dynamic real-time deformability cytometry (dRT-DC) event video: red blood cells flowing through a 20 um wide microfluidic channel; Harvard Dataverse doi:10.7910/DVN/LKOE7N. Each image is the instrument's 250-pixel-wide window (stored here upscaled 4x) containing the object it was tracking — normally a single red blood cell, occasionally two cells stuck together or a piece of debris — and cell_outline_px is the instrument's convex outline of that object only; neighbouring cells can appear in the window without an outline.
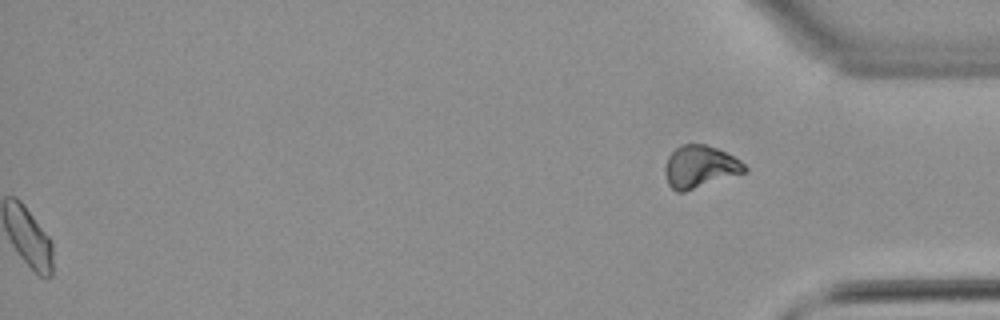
{"species": "common noctule bat (a hibernating species)", "species_latin": "Nyctalus noctula", "temperature_condition": "warm", "stored_images_in_passage": 55, "segment_of_instrument_passage": [2, 2], "camera_frame_rate_fps": 3000, "um_per_image_px": 0.085, "animal": {"sex": "male", "body_mass_g": 21.5, "forearm_length_mm": 52.0}, "frame": {"image": 1, "passage_image": 55, "time_ms": 18.0, "image_size_px": [1000, 320], "cell_outline_px": [[748, 172], [684, 192], [676, 192], [668, 184], [664, 172], [664, 168], [668, 156], [680, 144], [704, 144], [716, 148], [740, 160], [748, 168]], "centroid_in_image_um": [59.49, 14.19], "position_along_channel_um": 375.7, "area_um2": 19.77}}